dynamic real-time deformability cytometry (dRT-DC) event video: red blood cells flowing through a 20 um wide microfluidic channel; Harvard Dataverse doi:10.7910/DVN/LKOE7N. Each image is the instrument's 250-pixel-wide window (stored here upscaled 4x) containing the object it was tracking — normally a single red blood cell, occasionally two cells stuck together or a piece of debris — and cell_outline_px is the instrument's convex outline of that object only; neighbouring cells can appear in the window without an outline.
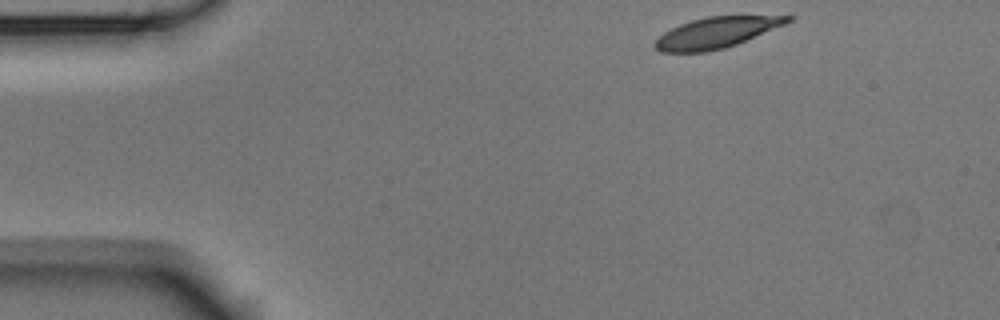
{"species": "Egyptian fruit bat (a non-hibernating species)", "species_latin": "Rousettus aegyptiacus", "temperature_condition": "room temperature", "stored_images_in_passage": 3, "camera_frame_rate_fps": 3000, "um_per_image_px": 0.085, "animal": {"sex": "male"}, "frame": {"image": 1, "passage_image": 1, "time_ms": 0.0, "image_size_px": [1000, 320], "cell_outline_px": [[796, 16], [792, 20], [784, 24], [736, 44], [724, 48], [708, 52], [660, 52], [652, 44], [664, 32], [680, 24], [692, 20], [708, 16]], "centroid_in_image_um": [60.84, 2.78], "position_along_channel_um": 24.2, "area_um2": 23.47}}